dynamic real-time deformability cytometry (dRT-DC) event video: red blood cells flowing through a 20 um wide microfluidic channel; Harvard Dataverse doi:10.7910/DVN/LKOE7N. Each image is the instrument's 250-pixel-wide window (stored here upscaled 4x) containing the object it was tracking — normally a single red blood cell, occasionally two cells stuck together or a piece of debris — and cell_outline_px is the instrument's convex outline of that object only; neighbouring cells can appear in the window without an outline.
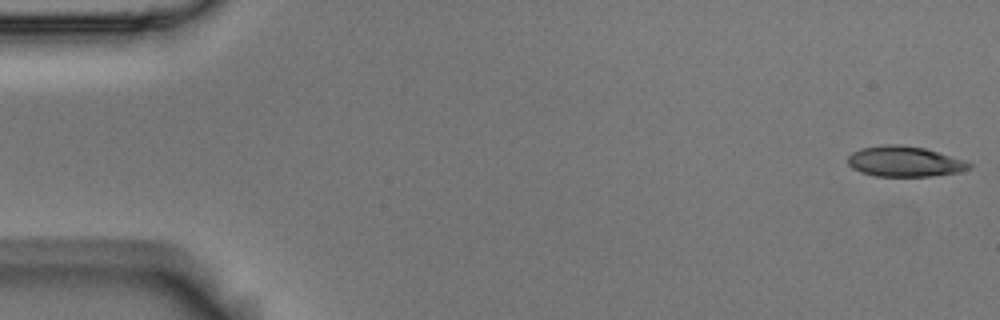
{"species": "Egyptian fruit bat (a non-hibernating species)", "species_latin": "Rousettus aegyptiacus", "temperature_condition": "room temperature", "stored_images_in_passage": 6, "segment_of_instrument_passage": [1, 2], "camera_frame_rate_fps": 3000, "um_per_image_px": 0.085, "animal": {"sex": "male"}, "frame": {"image": 1, "passage_image": 1, "time_ms": 0.0, "image_size_px": [1000, 320], "cell_outline_px": [[972, 164], [968, 168], [960, 172], [932, 176], [876, 176], [860, 172], [852, 168], [848, 164], [848, 156], [852, 152], [860, 148], [884, 144], [900, 144], [924, 148]], "centroid_in_image_um": [76.8, 13.72], "position_along_channel_um": 8.2, "area_um2": 21.27}}
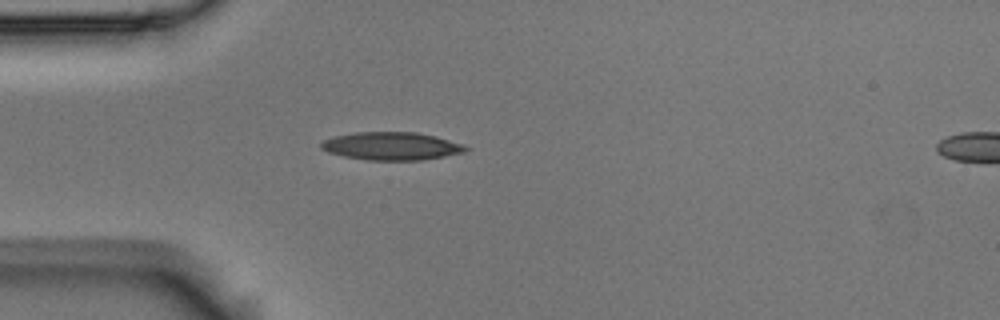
{"frame": {"image": 2, "passage_image": 5, "time_ms": 1.333, "image_size_px": [1000, 320], "cell_outline_px": [[468, 148], [464, 152], [424, 160], [368, 160], [344, 156], [328, 152], [320, 148], [320, 144], [324, 140], [332, 136], [356, 132], [416, 132], [436, 136], [464, 144]], "centroid_in_image_um": [33.27, 12.41], "position_along_channel_um": 51.7, "area_um2": 23.58}}